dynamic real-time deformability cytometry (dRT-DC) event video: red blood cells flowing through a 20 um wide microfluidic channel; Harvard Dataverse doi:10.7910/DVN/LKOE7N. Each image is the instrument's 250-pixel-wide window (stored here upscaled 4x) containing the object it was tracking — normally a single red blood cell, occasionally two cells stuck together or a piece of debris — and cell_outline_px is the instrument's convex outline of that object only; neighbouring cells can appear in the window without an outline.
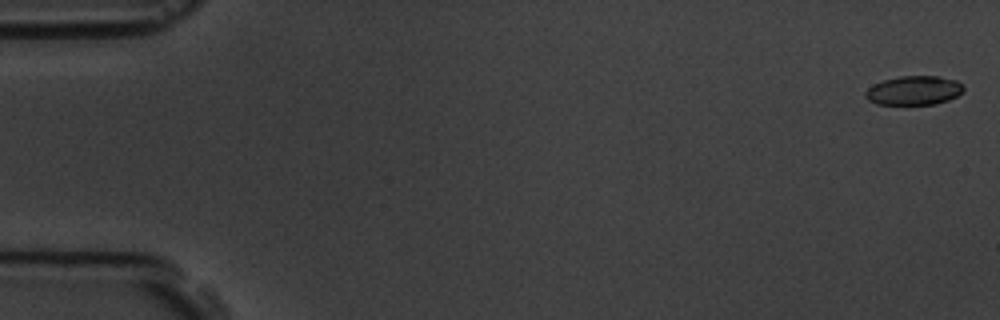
{"species": "common noctule bat (a hibernating species)", "species_latin": "Nyctalus noctula", "temperature_condition": "room temperature", "stored_images_in_passage": 3, "camera_frame_rate_fps": 3000, "um_per_image_px": 0.085, "animal": {"sex": "male", "body_mass_g": 19.5, "forearm_length_mm": 54.6}, "frame": {"image": 1, "passage_image": 1, "time_ms": 0.0, "image_size_px": [1000, 320], "cell_outline_px": [[964, 92], [948, 100], [936, 104], [876, 104], [868, 100], [864, 96], [864, 92], [868, 88], [884, 80], [900, 76], [940, 76], [956, 80], [964, 88]], "centroid_in_image_um": [77.69, 7.69], "position_along_channel_um": 7.3, "area_um2": 16.59}}